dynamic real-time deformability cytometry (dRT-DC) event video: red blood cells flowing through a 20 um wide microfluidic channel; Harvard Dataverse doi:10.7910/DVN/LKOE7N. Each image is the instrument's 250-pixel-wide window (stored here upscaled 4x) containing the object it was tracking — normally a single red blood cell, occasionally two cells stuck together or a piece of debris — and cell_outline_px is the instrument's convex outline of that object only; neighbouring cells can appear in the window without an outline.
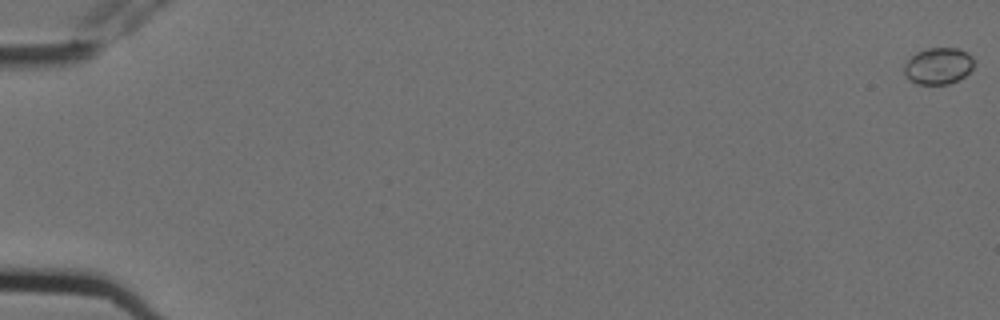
{"species": "Egyptian fruit bat (a non-hibernating species)", "species_latin": "Rousettus aegyptiacus", "temperature_condition": "cold", "stored_images_in_passage": 5, "camera_frame_rate_fps": 3000, "um_per_image_px": 0.085, "animal": {"sex": "female"}, "frame": {"image": 1, "passage_image": 1, "time_ms": 0.0, "image_size_px": [1000, 320], "cell_outline_px": [[972, 68], [964, 76], [948, 84], [920, 84], [908, 80], [904, 76], [904, 64], [916, 52], [928, 48], [956, 48], [968, 52], [972, 56]], "centroid_in_image_um": [79.72, 5.6], "position_along_channel_um": 5.3, "area_um2": 14.8}}
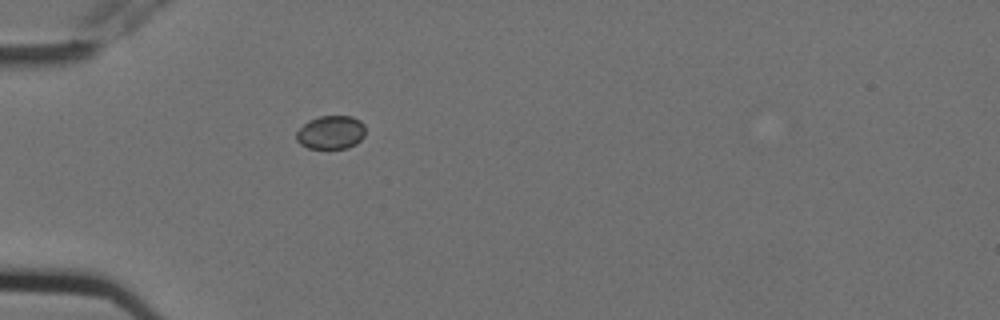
{"frame": {"image": 2, "passage_image": 5, "time_ms": 1.333, "image_size_px": [1000, 320], "cell_outline_px": [[364, 136], [356, 144], [348, 148], [308, 148], [300, 144], [296, 140], [296, 132], [308, 120], [320, 116], [352, 116], [360, 120], [364, 124]], "centroid_in_image_um": [28.12, 11.25], "position_along_channel_um": 56.9, "area_um2": 13.53}}